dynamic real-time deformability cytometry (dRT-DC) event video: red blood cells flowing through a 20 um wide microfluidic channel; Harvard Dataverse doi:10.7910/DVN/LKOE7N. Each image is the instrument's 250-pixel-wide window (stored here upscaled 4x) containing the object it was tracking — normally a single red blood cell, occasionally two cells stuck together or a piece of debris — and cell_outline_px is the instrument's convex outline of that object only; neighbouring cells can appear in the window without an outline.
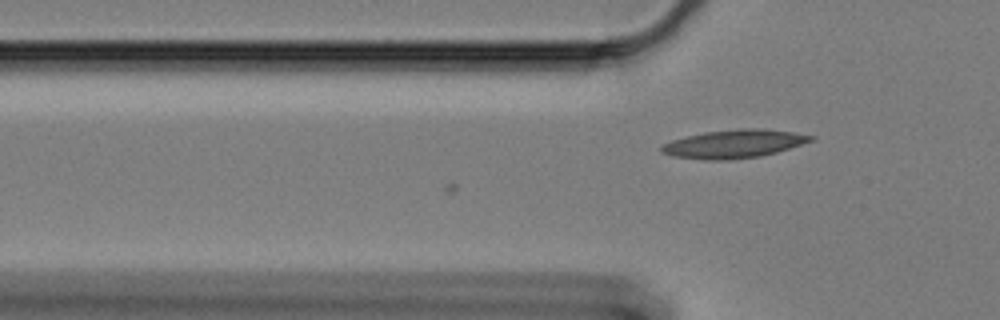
{"species": "Egyptian fruit bat (a non-hibernating species)", "species_latin": "Rousettus aegyptiacus", "temperature_condition": "cold", "stored_images_in_passage": 9, "camera_frame_rate_fps": 3000, "um_per_image_px": 0.085, "animal": {"sex": "female"}, "frame": {"image": 1, "passage_image": 9, "time_ms": 2.667, "image_size_px": [1000, 320], "cell_outline_px": [[816, 140], [776, 152], [760, 156], [720, 160], [708, 160], [672, 156], [660, 152], [660, 148], [664, 144], [672, 140], [704, 132], [740, 128], [764, 128], [792, 132], [816, 136]], "centroid_in_image_um": [62.42, 12.22], "position_along_channel_um": 63.4, "area_um2": 24.57}}